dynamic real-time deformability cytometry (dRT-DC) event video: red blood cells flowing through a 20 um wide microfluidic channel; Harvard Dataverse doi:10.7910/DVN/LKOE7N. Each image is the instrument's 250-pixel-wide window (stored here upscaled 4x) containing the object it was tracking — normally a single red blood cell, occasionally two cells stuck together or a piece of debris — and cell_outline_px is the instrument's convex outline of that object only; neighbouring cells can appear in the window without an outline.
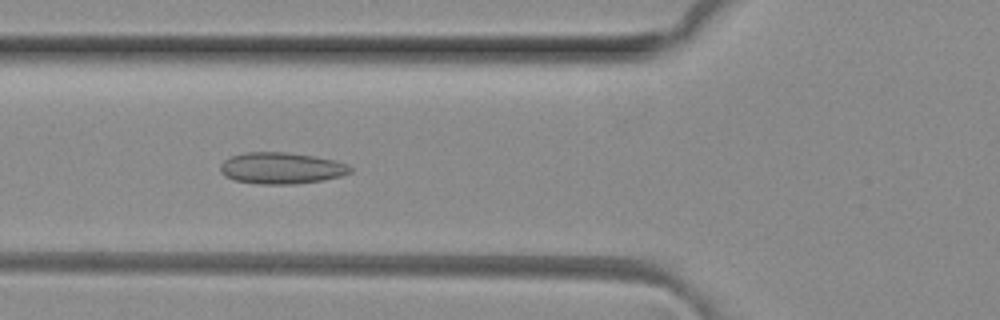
{"species": "common noctule bat (a hibernating species)", "species_latin": "Nyctalus noctula", "temperature_condition": "room temperature", "stored_images_in_passage": 7, "camera_frame_rate_fps": 3000, "um_per_image_px": 0.085, "animal": {"sex": "female", "body_mass_g": 29.2, "forearm_length_mm": 56.3}, "frame": {"image": 1, "passage_image": 5, "time_ms": 1.333, "image_size_px": [1000, 320], "cell_outline_px": [[352, 172], [340, 176], [324, 180], [296, 184], [260, 184], [236, 180], [224, 176], [220, 172], [220, 164], [228, 156], [244, 152], [284, 152], [312, 156], [336, 160], [348, 164], [352, 168]], "centroid_in_image_um": [23.9, 14.29], "position_along_channel_um": 101.9, "area_um2": 23.99}}
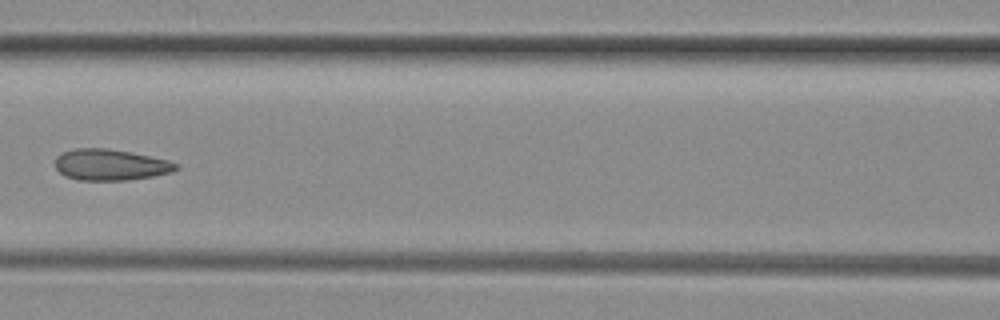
{"frame": {"image": 2, "passage_image": 6, "time_ms": 1.667, "image_size_px": [1000, 320], "cell_outline_px": [[180, 168], [172, 172], [152, 176], [128, 180], [80, 180], [64, 176], [56, 168], [56, 156], [64, 152], [76, 148], [108, 148], [132, 152], [168, 160], [180, 164]], "centroid_in_image_um": [9.42, 14.0], "position_along_channel_um": 157.2, "area_um2": 22.02}}
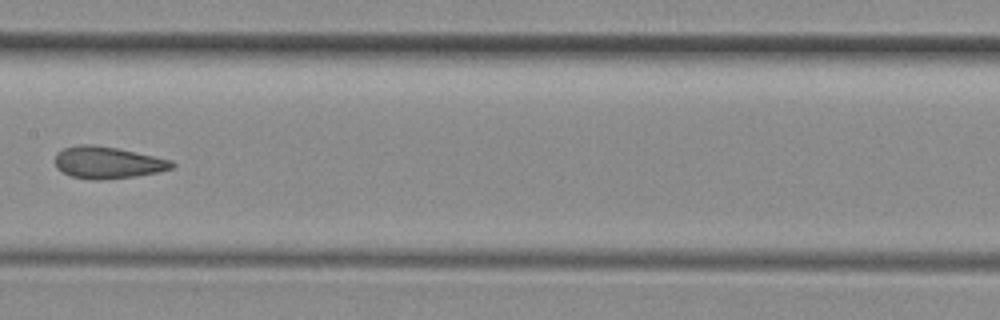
{"frame": {"image": 3, "passage_image": 7, "time_ms": 2.0, "image_size_px": [1000, 320], "cell_outline_px": [[176, 164], [172, 168], [160, 172], [136, 176], [100, 180], [92, 180], [72, 176], [56, 168], [56, 152], [64, 148], [80, 144], [92, 144], [116, 148], [136, 152], [172, 160]], "centroid_in_image_um": [9.17, 13.82], "position_along_channel_um": 198.2, "area_um2": 21.73}}